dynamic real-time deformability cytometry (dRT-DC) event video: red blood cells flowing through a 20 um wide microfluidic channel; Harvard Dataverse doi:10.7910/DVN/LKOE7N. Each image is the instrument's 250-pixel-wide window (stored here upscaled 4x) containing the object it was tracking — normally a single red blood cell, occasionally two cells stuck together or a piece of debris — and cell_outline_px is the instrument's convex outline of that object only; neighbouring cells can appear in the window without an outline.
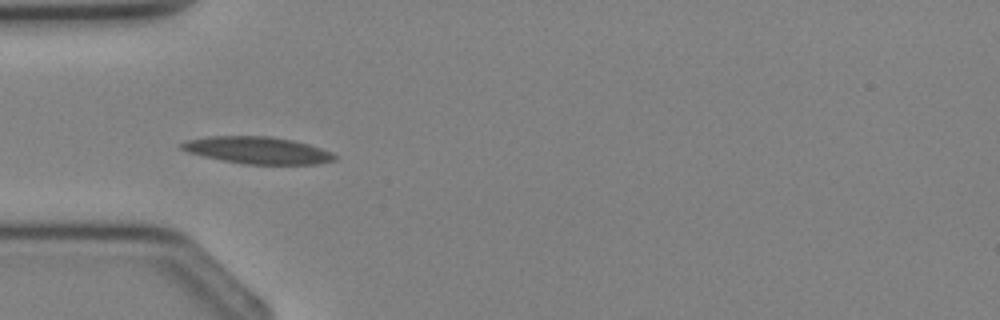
{"species": "Egyptian fruit bat (a non-hibernating species)", "species_latin": "Rousettus aegyptiacus", "temperature_condition": "cold", "stored_images_in_passage": 4, "camera_frame_rate_fps": 3000, "um_per_image_px": 0.085, "animal": {"sex": "female"}, "frame": {"image": 1, "passage_image": 3, "time_ms": 2.333, "image_size_px": [1000, 320], "cell_outline_px": [[336, 160], [316, 164], [244, 164], [204, 156], [188, 152], [180, 148], [176, 144], [184, 140], [208, 136], [268, 136], [292, 140], [308, 144], [332, 152], [336, 156]], "centroid_in_image_um": [21.84, 12.76], "position_along_channel_um": 63.2, "area_um2": 24.1}}
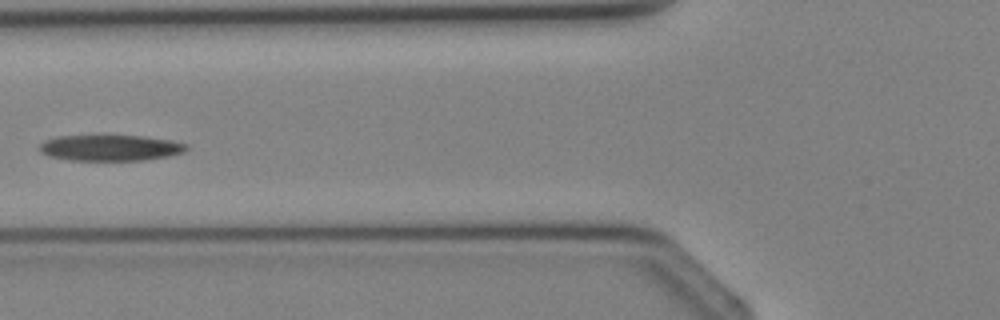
{"frame": {"image": 2, "passage_image": 4, "time_ms": 3.333, "image_size_px": [1000, 320], "cell_outline_px": [[188, 148], [184, 152], [168, 156], [144, 160], [68, 160], [48, 156], [40, 152], [40, 144], [44, 140], [56, 136], [140, 136], [172, 140], [188, 144]], "centroid_in_image_um": [9.37, 12.57], "position_along_channel_um": 116.4, "area_um2": 22.2}}